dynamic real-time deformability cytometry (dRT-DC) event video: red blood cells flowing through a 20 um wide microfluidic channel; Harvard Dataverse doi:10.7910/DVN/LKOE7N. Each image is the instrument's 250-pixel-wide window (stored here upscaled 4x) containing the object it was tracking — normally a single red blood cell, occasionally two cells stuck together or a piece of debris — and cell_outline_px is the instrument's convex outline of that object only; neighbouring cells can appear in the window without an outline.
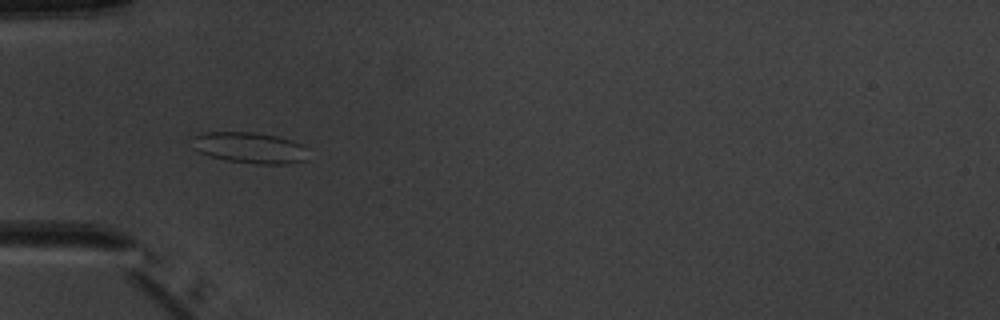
{"species": "common noctule bat (a hibernating species)", "species_latin": "Nyctalus noctula", "temperature_condition": "warm", "stored_images_in_passage": 5, "camera_frame_rate_fps": 3000, "um_per_image_px": 0.085, "animal": {"sex": "male", "body_mass_g": 20.1, "forearm_length_mm": 53.5}, "frame": {"image": 1, "passage_image": 4, "time_ms": 3.667, "image_size_px": [1000, 320], "cell_outline_px": [[308, 160], [288, 164], [256, 164], [224, 160], [200, 152], [192, 148], [188, 136], [204, 132], [256, 132], [276, 136], [292, 140], [308, 148]], "centroid_in_image_um": [21.2, 12.55], "position_along_channel_um": 63.8, "area_um2": 21.56}}
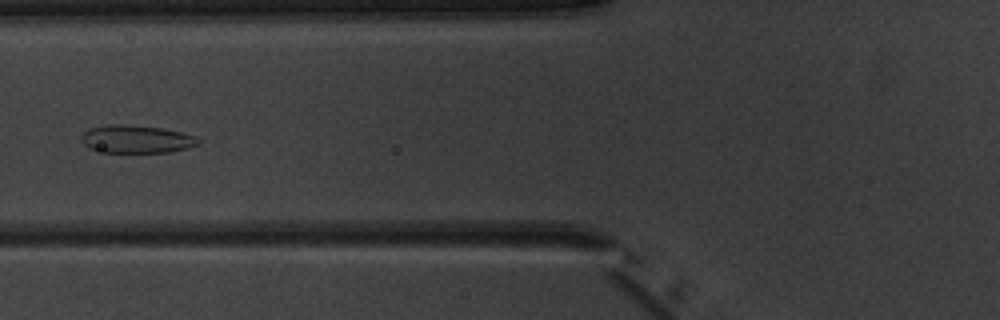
{"frame": {"image": 2, "passage_image": 5, "time_ms": 5.0, "image_size_px": [1000, 320], "cell_outline_px": [[204, 140], [200, 144], [188, 148], [168, 152], [104, 152], [88, 148], [80, 140], [80, 136], [88, 128], [108, 124], [124, 124], [160, 128], [180, 132], [196, 136]], "centroid_in_image_um": [11.6, 11.82], "position_along_channel_um": 114.2, "area_um2": 19.19}}